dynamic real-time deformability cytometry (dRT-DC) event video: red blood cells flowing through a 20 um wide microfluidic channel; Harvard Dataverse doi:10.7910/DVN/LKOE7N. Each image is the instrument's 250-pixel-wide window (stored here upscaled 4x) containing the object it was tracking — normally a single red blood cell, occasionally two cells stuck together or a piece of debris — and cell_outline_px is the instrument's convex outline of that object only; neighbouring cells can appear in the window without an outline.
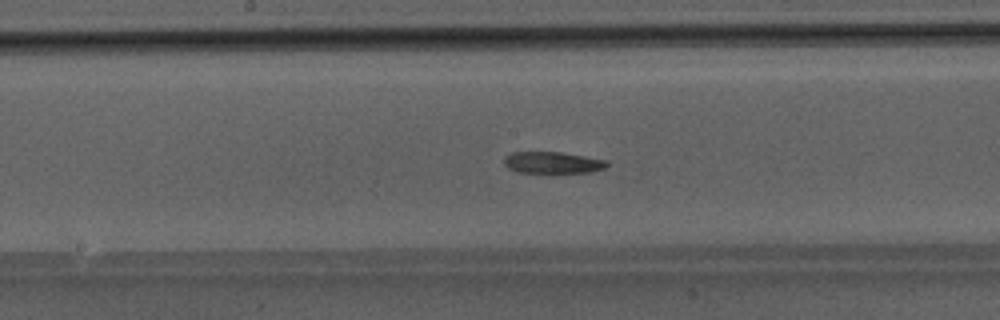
{"species": "Egyptian fruit bat (a non-hibernating species)", "species_latin": "Rousettus aegyptiacus", "temperature_condition": "room temperature", "stored_images_in_passage": 45, "camera_frame_rate_fps": 3000, "um_per_image_px": 0.085, "animal": {"sex": "male"}, "frame": {"image": 1, "passage_image": 21, "time_ms": 6.667, "image_size_px": [1000, 320], "cell_outline_px": [[608, 164], [604, 168], [592, 172], [516, 172], [508, 168], [504, 164], [504, 156], [512, 152], [560, 152], [608, 160]], "centroid_in_image_um": [46.95, 13.81], "position_along_channel_um": 201.2, "area_um2": 12.89}}
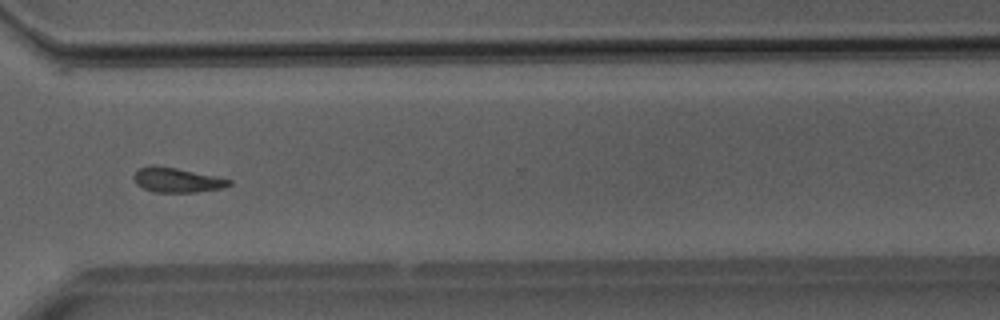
{"frame": {"image": 2, "passage_image": 32, "time_ms": 10.333, "image_size_px": [1000, 320], "cell_outline_px": [[232, 184], [224, 188], [196, 192], [152, 192], [136, 184], [132, 176], [140, 168], [152, 164], [176, 168], [216, 176], [232, 180]], "centroid_in_image_um": [15.04, 15.3], "position_along_channel_um": 355.6, "area_um2": 13.76}}
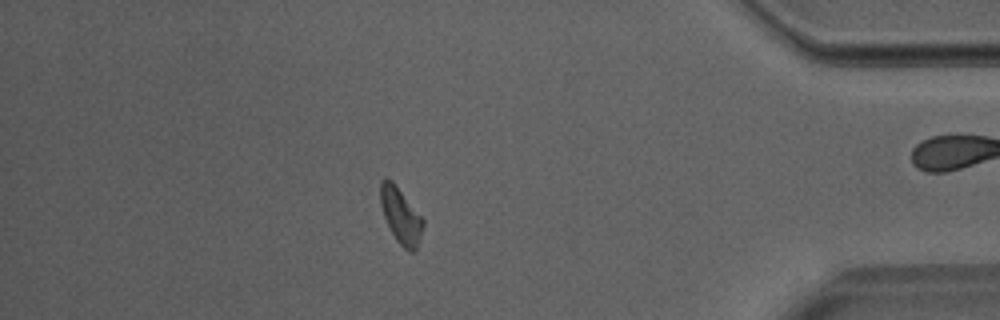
{"frame": {"image": 3, "passage_image": 38, "time_ms": 12.333, "image_size_px": [1000, 320], "cell_outline_px": [[424, 224], [420, 240], [416, 248], [412, 252], [408, 252], [396, 240], [384, 216], [380, 204], [380, 180], [392, 180], [424, 220]], "centroid_in_image_um": [34.07, 18.35], "position_along_channel_um": 401.1, "area_um2": 13.58}}